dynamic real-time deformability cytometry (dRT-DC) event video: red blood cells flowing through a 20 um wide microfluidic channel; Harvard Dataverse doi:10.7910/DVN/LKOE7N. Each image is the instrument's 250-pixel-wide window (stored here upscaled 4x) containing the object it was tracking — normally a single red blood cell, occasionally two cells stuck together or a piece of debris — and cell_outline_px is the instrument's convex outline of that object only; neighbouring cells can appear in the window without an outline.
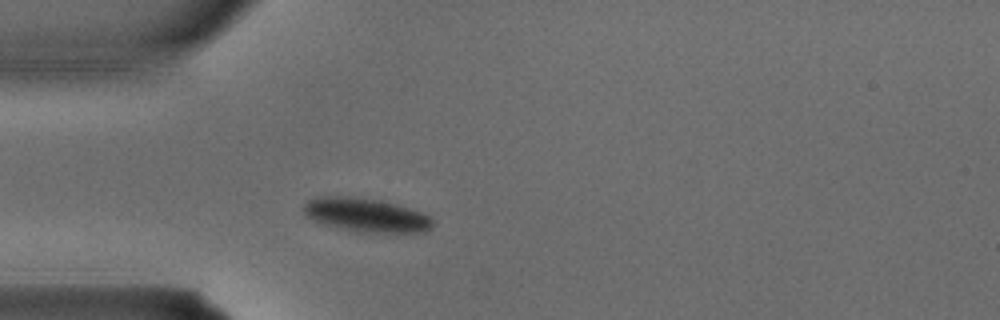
{"species": "common noctule bat (a hibernating species)", "species_latin": "Nyctalus noctula", "temperature_condition": "warm", "stored_images_in_passage": 3, "camera_frame_rate_fps": 3000, "um_per_image_px": 0.085, "animal": {"sex": "male", "body_mass_g": 15.6}, "frame": {"image": 1, "passage_image": 3, "time_ms": 0.667, "image_size_px": [1000, 320], "cell_outline_px": [[432, 228], [424, 232], [376, 232], [344, 228], [328, 224], [316, 220], [308, 216], [304, 212], [304, 204], [308, 200], [316, 196], [348, 196], [380, 200], [396, 204], [424, 212], [432, 220]], "centroid_in_image_um": [31.17, 18.24], "position_along_channel_um": 53.8, "area_um2": 24.8}}